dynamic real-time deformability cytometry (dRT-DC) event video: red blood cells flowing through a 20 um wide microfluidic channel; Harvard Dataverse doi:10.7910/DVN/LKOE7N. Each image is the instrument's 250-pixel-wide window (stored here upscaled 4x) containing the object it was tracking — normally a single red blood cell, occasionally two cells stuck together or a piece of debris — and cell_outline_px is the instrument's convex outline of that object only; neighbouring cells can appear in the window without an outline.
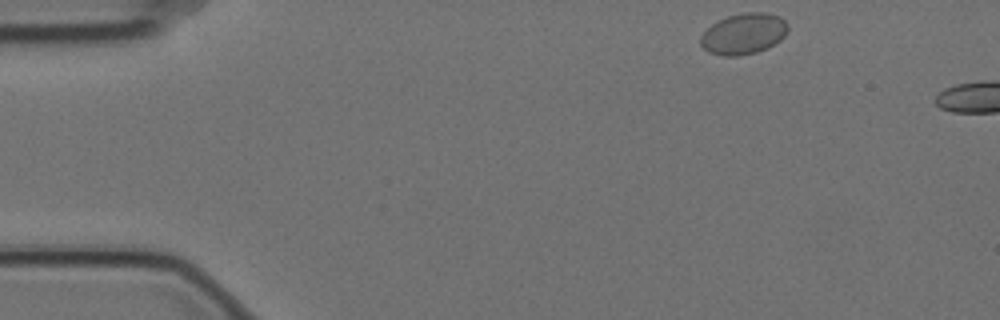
{"species": "Egyptian fruit bat (a non-hibernating species)", "species_latin": "Rousettus aegyptiacus", "temperature_condition": "cold", "stored_images_in_passage": 2, "camera_frame_rate_fps": 3000, "um_per_image_px": 0.085, "animal": {"sex": "female"}, "frame": {"image": 1, "passage_image": 1, "time_ms": 0.0, "image_size_px": [1000, 320], "cell_outline_px": [[788, 28], [784, 36], [780, 40], [768, 48], [756, 52], [736, 56], [724, 56], [708, 52], [700, 44], [700, 36], [712, 24], [728, 16], [744, 12], [764, 12], [780, 16], [788, 24]], "centroid_in_image_um": [63.22, 2.87], "position_along_channel_um": 21.8, "area_um2": 20.81}}